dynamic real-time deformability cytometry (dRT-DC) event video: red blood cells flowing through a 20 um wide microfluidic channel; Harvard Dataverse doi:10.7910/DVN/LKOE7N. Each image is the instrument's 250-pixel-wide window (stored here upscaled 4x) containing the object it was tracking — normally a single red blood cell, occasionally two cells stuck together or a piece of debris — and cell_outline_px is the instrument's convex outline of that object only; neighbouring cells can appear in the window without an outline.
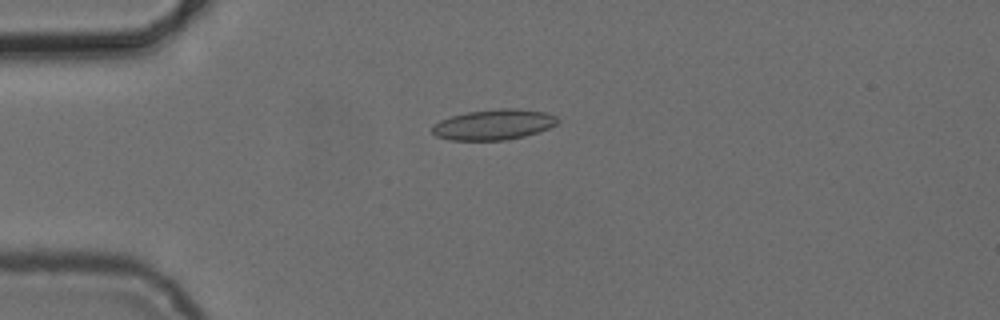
{"species": "common noctule bat (a hibernating species)", "species_latin": "Nyctalus noctula", "temperature_condition": "cold", "stored_images_in_passage": 1, "camera_frame_rate_fps": 3000, "um_per_image_px": 0.085, "animal": {"sex": "female", "body_mass_g": 24.6, "forearm_length_mm": 56.2}, "frame": {"image": 1, "passage_image": 1, "time_ms": 0.0, "image_size_px": [1000, 320], "cell_outline_px": [[560, 120], [556, 124], [548, 128], [524, 136], [504, 140], [448, 140], [436, 136], [432, 132], [432, 124], [440, 120], [452, 116], [468, 112], [500, 108], [512, 108], [544, 112], [556, 116]], "centroid_in_image_um": [41.93, 10.59], "position_along_channel_um": 43.1, "area_um2": 22.14}}